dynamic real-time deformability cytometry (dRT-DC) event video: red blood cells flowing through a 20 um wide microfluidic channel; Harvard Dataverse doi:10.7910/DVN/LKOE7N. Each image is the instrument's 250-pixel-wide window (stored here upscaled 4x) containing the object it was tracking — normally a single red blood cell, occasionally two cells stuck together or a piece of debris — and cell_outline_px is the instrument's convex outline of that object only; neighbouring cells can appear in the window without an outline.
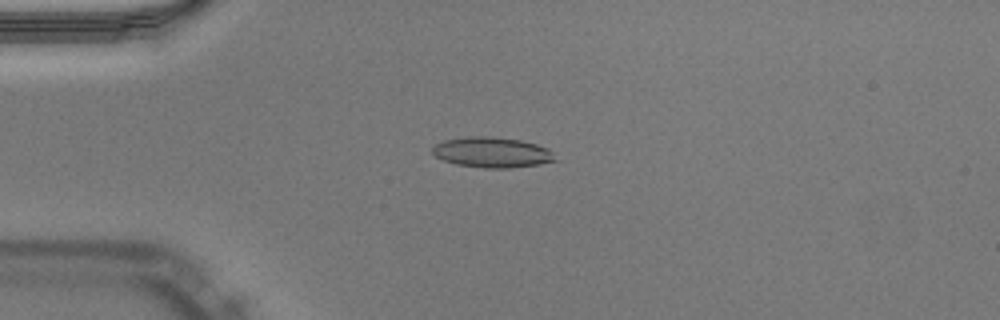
{"species": "Egyptian fruit bat (a non-hibernating species)", "species_latin": "Rousettus aegyptiacus", "temperature_condition": "warm", "stored_images_in_passage": 42, "camera_frame_rate_fps": 3000, "um_per_image_px": 0.085, "animal": {"sex": "male"}, "frame": {"image": 1, "passage_image": 5, "time_ms": 1.333, "image_size_px": [1000, 320], "cell_outline_px": [[556, 160], [540, 164], [512, 168], [484, 168], [456, 164], [444, 160], [436, 156], [432, 152], [432, 148], [436, 144], [444, 140], [472, 136], [488, 136], [520, 140], [536, 144], [548, 148], [552, 152]], "centroid_in_image_um": [41.83, 12.95], "position_along_channel_um": 43.2, "area_um2": 21.62}}
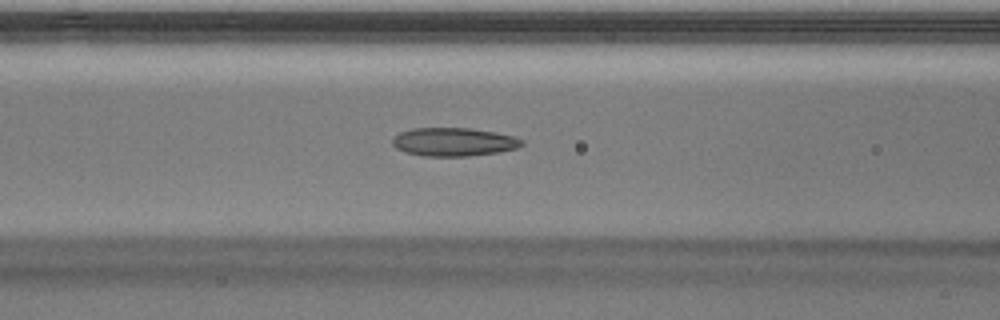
{"frame": {"image": 2, "passage_image": 13, "time_ms": 4.0, "image_size_px": [1000, 320], "cell_outline_px": [[524, 144], [516, 148], [496, 152], [468, 156], [424, 156], [404, 152], [396, 148], [392, 144], [392, 140], [400, 132], [412, 128], [472, 128], [496, 132], [516, 136], [524, 140]], "centroid_in_image_um": [38.58, 12.05], "position_along_channel_um": 128.0, "area_um2": 21.5}}
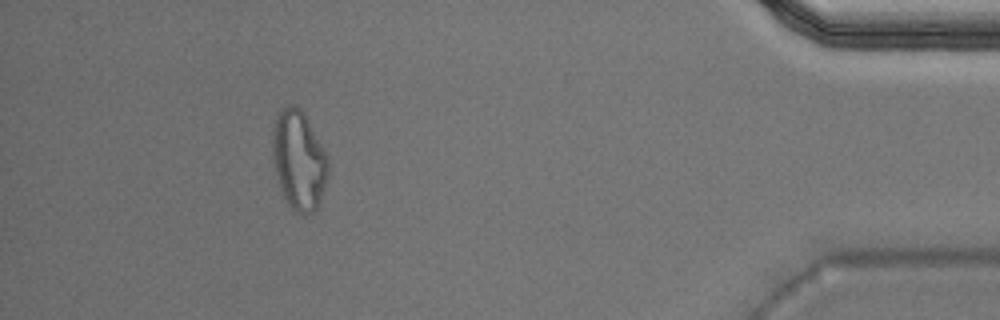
{"frame": {"image": 3, "passage_image": 38, "time_ms": 12.333, "image_size_px": [1000, 320], "cell_outline_px": [[328, 172], [320, 204], [316, 212], [304, 216], [296, 212], [292, 208], [284, 196], [276, 176], [272, 152], [272, 128], [276, 112], [280, 108], [288, 104], [296, 104], [304, 112], [328, 156]], "centroid_in_image_um": [25.39, 13.58], "position_along_channel_um": 409.8, "area_um2": 32.77}, "authors_computed_cell_mechanics": {"area_um2": 21.6461, "velocity_mm_per_s": 4.023, "shape_relaxation_time_tau1_ms": null, "shape_relaxation_time_tau2_ms": 3.0331, "deformation_change_tau1": null, "deformation_change_tau2": 0.1185}}